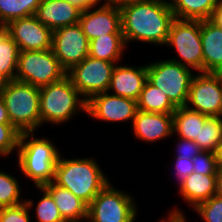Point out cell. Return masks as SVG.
Wrapping results in <instances>:
<instances>
[{
	"label": "cell",
	"instance_id": "cb8c5ba5",
	"mask_svg": "<svg viewBox=\"0 0 222 222\" xmlns=\"http://www.w3.org/2000/svg\"><path fill=\"white\" fill-rule=\"evenodd\" d=\"M137 109L144 112L173 114L177 107L161 89L147 80L137 100Z\"/></svg>",
	"mask_w": 222,
	"mask_h": 222
},
{
	"label": "cell",
	"instance_id": "4316f807",
	"mask_svg": "<svg viewBox=\"0 0 222 222\" xmlns=\"http://www.w3.org/2000/svg\"><path fill=\"white\" fill-rule=\"evenodd\" d=\"M41 0H0V24L34 16Z\"/></svg>",
	"mask_w": 222,
	"mask_h": 222
},
{
	"label": "cell",
	"instance_id": "52a82bcc",
	"mask_svg": "<svg viewBox=\"0 0 222 222\" xmlns=\"http://www.w3.org/2000/svg\"><path fill=\"white\" fill-rule=\"evenodd\" d=\"M65 76L52 49L20 51L15 80L41 88Z\"/></svg>",
	"mask_w": 222,
	"mask_h": 222
},
{
	"label": "cell",
	"instance_id": "d4e9b609",
	"mask_svg": "<svg viewBox=\"0 0 222 222\" xmlns=\"http://www.w3.org/2000/svg\"><path fill=\"white\" fill-rule=\"evenodd\" d=\"M175 18L190 20L210 19L219 0H170Z\"/></svg>",
	"mask_w": 222,
	"mask_h": 222
},
{
	"label": "cell",
	"instance_id": "d590c367",
	"mask_svg": "<svg viewBox=\"0 0 222 222\" xmlns=\"http://www.w3.org/2000/svg\"><path fill=\"white\" fill-rule=\"evenodd\" d=\"M176 175L178 176V182L180 183L182 180L187 178L190 174L194 172V165L192 159H181L179 157H176Z\"/></svg>",
	"mask_w": 222,
	"mask_h": 222
},
{
	"label": "cell",
	"instance_id": "e575fe53",
	"mask_svg": "<svg viewBox=\"0 0 222 222\" xmlns=\"http://www.w3.org/2000/svg\"><path fill=\"white\" fill-rule=\"evenodd\" d=\"M180 142L178 143V155L181 159H193L197 154L202 152L201 148L193 141L187 140L180 137Z\"/></svg>",
	"mask_w": 222,
	"mask_h": 222
},
{
	"label": "cell",
	"instance_id": "f546056e",
	"mask_svg": "<svg viewBox=\"0 0 222 222\" xmlns=\"http://www.w3.org/2000/svg\"><path fill=\"white\" fill-rule=\"evenodd\" d=\"M43 197L36 206L37 222H65L51 195L42 187Z\"/></svg>",
	"mask_w": 222,
	"mask_h": 222
},
{
	"label": "cell",
	"instance_id": "5b68a950",
	"mask_svg": "<svg viewBox=\"0 0 222 222\" xmlns=\"http://www.w3.org/2000/svg\"><path fill=\"white\" fill-rule=\"evenodd\" d=\"M66 75L40 88V126L44 122L63 123L80 110L86 112L87 101Z\"/></svg>",
	"mask_w": 222,
	"mask_h": 222
},
{
	"label": "cell",
	"instance_id": "d6986e66",
	"mask_svg": "<svg viewBox=\"0 0 222 222\" xmlns=\"http://www.w3.org/2000/svg\"><path fill=\"white\" fill-rule=\"evenodd\" d=\"M203 73H222V28L210 19L200 20Z\"/></svg>",
	"mask_w": 222,
	"mask_h": 222
},
{
	"label": "cell",
	"instance_id": "7a4b0ae2",
	"mask_svg": "<svg viewBox=\"0 0 222 222\" xmlns=\"http://www.w3.org/2000/svg\"><path fill=\"white\" fill-rule=\"evenodd\" d=\"M53 182L71 191L89 205L109 183L93 158L61 159L59 156Z\"/></svg>",
	"mask_w": 222,
	"mask_h": 222
},
{
	"label": "cell",
	"instance_id": "83f0119b",
	"mask_svg": "<svg viewBox=\"0 0 222 222\" xmlns=\"http://www.w3.org/2000/svg\"><path fill=\"white\" fill-rule=\"evenodd\" d=\"M222 140V122L217 116L208 117L199 132V140H193L202 151L214 152Z\"/></svg>",
	"mask_w": 222,
	"mask_h": 222
},
{
	"label": "cell",
	"instance_id": "8fae6325",
	"mask_svg": "<svg viewBox=\"0 0 222 222\" xmlns=\"http://www.w3.org/2000/svg\"><path fill=\"white\" fill-rule=\"evenodd\" d=\"M89 44L79 23L52 32V51L66 72L88 56Z\"/></svg>",
	"mask_w": 222,
	"mask_h": 222
},
{
	"label": "cell",
	"instance_id": "7bdbcfd3",
	"mask_svg": "<svg viewBox=\"0 0 222 222\" xmlns=\"http://www.w3.org/2000/svg\"><path fill=\"white\" fill-rule=\"evenodd\" d=\"M215 195L222 197V170H218L216 174V191Z\"/></svg>",
	"mask_w": 222,
	"mask_h": 222
},
{
	"label": "cell",
	"instance_id": "8d00e7d4",
	"mask_svg": "<svg viewBox=\"0 0 222 222\" xmlns=\"http://www.w3.org/2000/svg\"><path fill=\"white\" fill-rule=\"evenodd\" d=\"M71 4L78 6L82 11L97 6L102 0H68Z\"/></svg>",
	"mask_w": 222,
	"mask_h": 222
},
{
	"label": "cell",
	"instance_id": "7c38bea8",
	"mask_svg": "<svg viewBox=\"0 0 222 222\" xmlns=\"http://www.w3.org/2000/svg\"><path fill=\"white\" fill-rule=\"evenodd\" d=\"M222 101V73L194 75L191 81L186 107L205 114L217 116ZM194 107H190L189 105Z\"/></svg>",
	"mask_w": 222,
	"mask_h": 222
},
{
	"label": "cell",
	"instance_id": "ab89813d",
	"mask_svg": "<svg viewBox=\"0 0 222 222\" xmlns=\"http://www.w3.org/2000/svg\"><path fill=\"white\" fill-rule=\"evenodd\" d=\"M0 124H11L7 113V108L1 96H0Z\"/></svg>",
	"mask_w": 222,
	"mask_h": 222
},
{
	"label": "cell",
	"instance_id": "1f68e13d",
	"mask_svg": "<svg viewBox=\"0 0 222 222\" xmlns=\"http://www.w3.org/2000/svg\"><path fill=\"white\" fill-rule=\"evenodd\" d=\"M33 200H24L23 203L0 208V222H31L29 211Z\"/></svg>",
	"mask_w": 222,
	"mask_h": 222
},
{
	"label": "cell",
	"instance_id": "4fadbf2b",
	"mask_svg": "<svg viewBox=\"0 0 222 222\" xmlns=\"http://www.w3.org/2000/svg\"><path fill=\"white\" fill-rule=\"evenodd\" d=\"M4 27L20 51L52 49L53 31L35 16L13 20Z\"/></svg>",
	"mask_w": 222,
	"mask_h": 222
},
{
	"label": "cell",
	"instance_id": "6da1fadb",
	"mask_svg": "<svg viewBox=\"0 0 222 222\" xmlns=\"http://www.w3.org/2000/svg\"><path fill=\"white\" fill-rule=\"evenodd\" d=\"M119 9L121 31L126 44L133 40L166 45L175 19L170 2L152 0L124 5Z\"/></svg>",
	"mask_w": 222,
	"mask_h": 222
},
{
	"label": "cell",
	"instance_id": "9c48e42d",
	"mask_svg": "<svg viewBox=\"0 0 222 222\" xmlns=\"http://www.w3.org/2000/svg\"><path fill=\"white\" fill-rule=\"evenodd\" d=\"M166 45L173 46L183 62L171 60L203 72L200 20L175 18L171 24Z\"/></svg>",
	"mask_w": 222,
	"mask_h": 222
},
{
	"label": "cell",
	"instance_id": "277c9868",
	"mask_svg": "<svg viewBox=\"0 0 222 222\" xmlns=\"http://www.w3.org/2000/svg\"><path fill=\"white\" fill-rule=\"evenodd\" d=\"M33 133H20L17 148L18 165L23 174L34 181L36 187H42L54 180L55 167L60 154L49 139L34 138ZM29 136L32 138L27 141Z\"/></svg>",
	"mask_w": 222,
	"mask_h": 222
},
{
	"label": "cell",
	"instance_id": "44dd1931",
	"mask_svg": "<svg viewBox=\"0 0 222 222\" xmlns=\"http://www.w3.org/2000/svg\"><path fill=\"white\" fill-rule=\"evenodd\" d=\"M179 185L183 198L195 208L199 203L215 195L216 176L201 175L193 172L182 180Z\"/></svg>",
	"mask_w": 222,
	"mask_h": 222
},
{
	"label": "cell",
	"instance_id": "836d02e7",
	"mask_svg": "<svg viewBox=\"0 0 222 222\" xmlns=\"http://www.w3.org/2000/svg\"><path fill=\"white\" fill-rule=\"evenodd\" d=\"M194 172L201 175L216 176L218 172L214 152L202 151L193 159Z\"/></svg>",
	"mask_w": 222,
	"mask_h": 222
},
{
	"label": "cell",
	"instance_id": "f1b7e54d",
	"mask_svg": "<svg viewBox=\"0 0 222 222\" xmlns=\"http://www.w3.org/2000/svg\"><path fill=\"white\" fill-rule=\"evenodd\" d=\"M18 183L15 177L0 171V208L23 203Z\"/></svg>",
	"mask_w": 222,
	"mask_h": 222
},
{
	"label": "cell",
	"instance_id": "60d3db41",
	"mask_svg": "<svg viewBox=\"0 0 222 222\" xmlns=\"http://www.w3.org/2000/svg\"><path fill=\"white\" fill-rule=\"evenodd\" d=\"M105 1H107L111 4H113V5H116L118 8H120L124 5L146 2V1H152V0H105Z\"/></svg>",
	"mask_w": 222,
	"mask_h": 222
},
{
	"label": "cell",
	"instance_id": "5bb4252c",
	"mask_svg": "<svg viewBox=\"0 0 222 222\" xmlns=\"http://www.w3.org/2000/svg\"><path fill=\"white\" fill-rule=\"evenodd\" d=\"M137 101L131 98L110 95L108 92L92 96L87 101L86 113L103 121H134Z\"/></svg>",
	"mask_w": 222,
	"mask_h": 222
},
{
	"label": "cell",
	"instance_id": "9a60e30c",
	"mask_svg": "<svg viewBox=\"0 0 222 222\" xmlns=\"http://www.w3.org/2000/svg\"><path fill=\"white\" fill-rule=\"evenodd\" d=\"M95 7L83 10L78 22L89 41L106 34H123L121 12L116 5L106 1L92 11L91 9Z\"/></svg>",
	"mask_w": 222,
	"mask_h": 222
},
{
	"label": "cell",
	"instance_id": "ffe728a7",
	"mask_svg": "<svg viewBox=\"0 0 222 222\" xmlns=\"http://www.w3.org/2000/svg\"><path fill=\"white\" fill-rule=\"evenodd\" d=\"M53 198L65 222H81L88 216V205L71 191L53 181L42 186Z\"/></svg>",
	"mask_w": 222,
	"mask_h": 222
},
{
	"label": "cell",
	"instance_id": "8992f818",
	"mask_svg": "<svg viewBox=\"0 0 222 222\" xmlns=\"http://www.w3.org/2000/svg\"><path fill=\"white\" fill-rule=\"evenodd\" d=\"M171 59L147 65V80L164 92L176 107L185 106L195 74Z\"/></svg>",
	"mask_w": 222,
	"mask_h": 222
},
{
	"label": "cell",
	"instance_id": "74e56055",
	"mask_svg": "<svg viewBox=\"0 0 222 222\" xmlns=\"http://www.w3.org/2000/svg\"><path fill=\"white\" fill-rule=\"evenodd\" d=\"M210 20L215 23L217 26L222 28V0H219L216 8L213 11V14Z\"/></svg>",
	"mask_w": 222,
	"mask_h": 222
},
{
	"label": "cell",
	"instance_id": "7402d4cb",
	"mask_svg": "<svg viewBox=\"0 0 222 222\" xmlns=\"http://www.w3.org/2000/svg\"><path fill=\"white\" fill-rule=\"evenodd\" d=\"M208 117L186 106L177 107L173 113V132L187 140H199L200 128Z\"/></svg>",
	"mask_w": 222,
	"mask_h": 222
},
{
	"label": "cell",
	"instance_id": "ba28073f",
	"mask_svg": "<svg viewBox=\"0 0 222 222\" xmlns=\"http://www.w3.org/2000/svg\"><path fill=\"white\" fill-rule=\"evenodd\" d=\"M136 204L126 192L108 183L88 205V222H134Z\"/></svg>",
	"mask_w": 222,
	"mask_h": 222
},
{
	"label": "cell",
	"instance_id": "3957f363",
	"mask_svg": "<svg viewBox=\"0 0 222 222\" xmlns=\"http://www.w3.org/2000/svg\"><path fill=\"white\" fill-rule=\"evenodd\" d=\"M0 96L11 124L20 132H33L40 127V88L12 80L0 83Z\"/></svg>",
	"mask_w": 222,
	"mask_h": 222
},
{
	"label": "cell",
	"instance_id": "484cf974",
	"mask_svg": "<svg viewBox=\"0 0 222 222\" xmlns=\"http://www.w3.org/2000/svg\"><path fill=\"white\" fill-rule=\"evenodd\" d=\"M19 53L18 45L3 27L0 30V83L15 80Z\"/></svg>",
	"mask_w": 222,
	"mask_h": 222
},
{
	"label": "cell",
	"instance_id": "ac0fdd59",
	"mask_svg": "<svg viewBox=\"0 0 222 222\" xmlns=\"http://www.w3.org/2000/svg\"><path fill=\"white\" fill-rule=\"evenodd\" d=\"M147 81V65L142 67L115 66L112 72L110 85L113 95L138 100Z\"/></svg>",
	"mask_w": 222,
	"mask_h": 222
},
{
	"label": "cell",
	"instance_id": "f35d334b",
	"mask_svg": "<svg viewBox=\"0 0 222 222\" xmlns=\"http://www.w3.org/2000/svg\"><path fill=\"white\" fill-rule=\"evenodd\" d=\"M180 210L174 208L171 213H169V217L166 220H161L160 222H186L185 215H183Z\"/></svg>",
	"mask_w": 222,
	"mask_h": 222
},
{
	"label": "cell",
	"instance_id": "2e32d148",
	"mask_svg": "<svg viewBox=\"0 0 222 222\" xmlns=\"http://www.w3.org/2000/svg\"><path fill=\"white\" fill-rule=\"evenodd\" d=\"M82 10L68 0H41L35 17L52 31L78 24Z\"/></svg>",
	"mask_w": 222,
	"mask_h": 222
},
{
	"label": "cell",
	"instance_id": "603a6c76",
	"mask_svg": "<svg viewBox=\"0 0 222 222\" xmlns=\"http://www.w3.org/2000/svg\"><path fill=\"white\" fill-rule=\"evenodd\" d=\"M126 43L123 34H106L92 39L89 44V56L116 63L120 60Z\"/></svg>",
	"mask_w": 222,
	"mask_h": 222
},
{
	"label": "cell",
	"instance_id": "d6a6232c",
	"mask_svg": "<svg viewBox=\"0 0 222 222\" xmlns=\"http://www.w3.org/2000/svg\"><path fill=\"white\" fill-rule=\"evenodd\" d=\"M20 132L12 124H0V155L3 157L18 148Z\"/></svg>",
	"mask_w": 222,
	"mask_h": 222
},
{
	"label": "cell",
	"instance_id": "e0dca14e",
	"mask_svg": "<svg viewBox=\"0 0 222 222\" xmlns=\"http://www.w3.org/2000/svg\"><path fill=\"white\" fill-rule=\"evenodd\" d=\"M132 126L135 136L148 142L160 141L174 134L173 114L137 110Z\"/></svg>",
	"mask_w": 222,
	"mask_h": 222
},
{
	"label": "cell",
	"instance_id": "ee69618b",
	"mask_svg": "<svg viewBox=\"0 0 222 222\" xmlns=\"http://www.w3.org/2000/svg\"><path fill=\"white\" fill-rule=\"evenodd\" d=\"M217 117H218L219 120L222 122V101H221V106H220V109H219V112H218Z\"/></svg>",
	"mask_w": 222,
	"mask_h": 222
},
{
	"label": "cell",
	"instance_id": "4dcf8cb0",
	"mask_svg": "<svg viewBox=\"0 0 222 222\" xmlns=\"http://www.w3.org/2000/svg\"><path fill=\"white\" fill-rule=\"evenodd\" d=\"M194 209L205 222H222V197L214 195Z\"/></svg>",
	"mask_w": 222,
	"mask_h": 222
},
{
	"label": "cell",
	"instance_id": "30bf717a",
	"mask_svg": "<svg viewBox=\"0 0 222 222\" xmlns=\"http://www.w3.org/2000/svg\"><path fill=\"white\" fill-rule=\"evenodd\" d=\"M115 63L87 56L73 66L66 75L86 101L92 96L108 92Z\"/></svg>",
	"mask_w": 222,
	"mask_h": 222
},
{
	"label": "cell",
	"instance_id": "b9f144b4",
	"mask_svg": "<svg viewBox=\"0 0 222 222\" xmlns=\"http://www.w3.org/2000/svg\"><path fill=\"white\" fill-rule=\"evenodd\" d=\"M214 154L218 170H222V140L217 144Z\"/></svg>",
	"mask_w": 222,
	"mask_h": 222
}]
</instances>
